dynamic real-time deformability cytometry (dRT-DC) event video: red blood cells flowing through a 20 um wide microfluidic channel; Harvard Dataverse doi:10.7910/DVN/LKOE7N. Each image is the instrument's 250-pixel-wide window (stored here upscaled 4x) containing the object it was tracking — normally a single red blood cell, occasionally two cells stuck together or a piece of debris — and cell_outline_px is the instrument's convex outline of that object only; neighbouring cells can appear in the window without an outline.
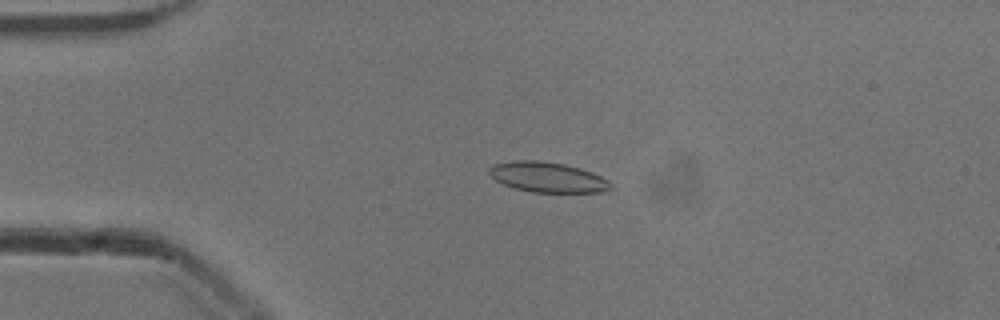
{"species": "common noctule bat (a hibernating species)", "species_latin": "Nyctalus noctula", "temperature_condition": "cold", "stored_images_in_passage": 53, "camera_frame_rate_fps": 3000, "um_per_image_px": 0.085, "animal": {"sex": "male", "body_mass_g": 13.3}, "frame": {"image": 1, "passage_image": 13, "time_ms": 4.0, "image_size_px": [1000, 320], "cell_outline_px": [[612, 188], [600, 192], [532, 192], [516, 188], [504, 184], [496, 180], [488, 172], [488, 168], [492, 164], [512, 160], [540, 160], [564, 164], [580, 168], [592, 172], [608, 180], [612, 184]], "centroid_in_image_um": [46.53, 15.05], "position_along_channel_um": 38.5, "area_um2": 21.39}}
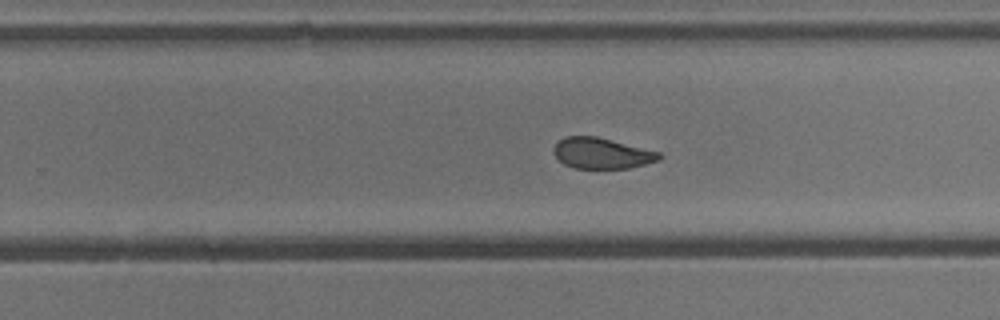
{"frame": {"image": 2, "passage_image": 34, "time_ms": 11.0, "image_size_px": [1000, 320], "cell_outline_px": [[664, 156], [660, 160], [628, 168], [576, 168], [564, 164], [552, 152], [552, 148], [564, 136], [596, 136], [660, 152]], "centroid_in_image_um": [51.15, 13.02], "position_along_channel_um": 278.6, "area_um2": 18.9}}
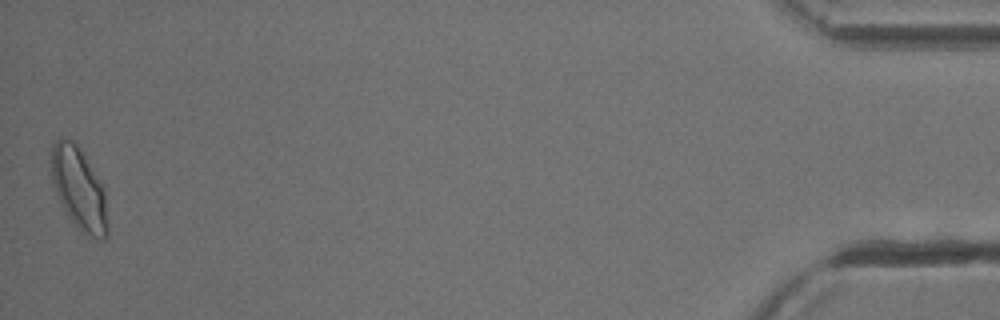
{"frame": {"image": 3, "passage_image": 53, "time_ms": 17.333, "image_size_px": [1000, 320], "cell_outline_px": [[108, 236], [104, 240], [96, 240], [84, 232], [68, 216], [56, 192], [52, 180], [52, 144], [60, 136], [64, 136], [72, 140], [76, 144], [84, 156], [104, 188], [108, 224]], "centroid_in_image_um": [6.73, 16.05], "position_along_channel_um": 428.5, "area_um2": 26.59}, "authors_computed_cell_mechanics": {"area_um2": 20.9236, "velocity_mm_per_s": 3.9009, "shape_relaxation_time_tau1_ms": 5.0488, "shape_relaxation_time_tau2_ms": 1.7908, "deformation_change_tau1": 0.1314, "deformation_change_tau2": 0.0634}}